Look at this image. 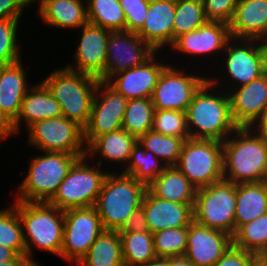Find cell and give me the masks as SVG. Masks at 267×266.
Returning <instances> with one entry per match:
<instances>
[{
  "mask_svg": "<svg viewBox=\"0 0 267 266\" xmlns=\"http://www.w3.org/2000/svg\"><path fill=\"white\" fill-rule=\"evenodd\" d=\"M61 116L62 108L60 103L54 98L47 87L39 81L35 85L33 84L25 94L19 115L11 124L12 131L14 135H19L22 132V128L27 130L38 121Z\"/></svg>",
  "mask_w": 267,
  "mask_h": 266,
  "instance_id": "22",
  "label": "cell"
},
{
  "mask_svg": "<svg viewBox=\"0 0 267 266\" xmlns=\"http://www.w3.org/2000/svg\"><path fill=\"white\" fill-rule=\"evenodd\" d=\"M250 128L267 142V106Z\"/></svg>",
  "mask_w": 267,
  "mask_h": 266,
  "instance_id": "47",
  "label": "cell"
},
{
  "mask_svg": "<svg viewBox=\"0 0 267 266\" xmlns=\"http://www.w3.org/2000/svg\"><path fill=\"white\" fill-rule=\"evenodd\" d=\"M136 143L137 138L121 128L96 137L87 146L86 156L93 160H91V162H96V164L101 167L104 166L105 162H109V169L107 168V170L110 172L111 165L118 164L117 167H119V165L123 168L126 167L130 159L132 148ZM95 157L96 159L98 157L100 158L96 161Z\"/></svg>",
  "mask_w": 267,
  "mask_h": 266,
  "instance_id": "25",
  "label": "cell"
},
{
  "mask_svg": "<svg viewBox=\"0 0 267 266\" xmlns=\"http://www.w3.org/2000/svg\"><path fill=\"white\" fill-rule=\"evenodd\" d=\"M76 266H124L119 232L104 230Z\"/></svg>",
  "mask_w": 267,
  "mask_h": 266,
  "instance_id": "30",
  "label": "cell"
},
{
  "mask_svg": "<svg viewBox=\"0 0 267 266\" xmlns=\"http://www.w3.org/2000/svg\"><path fill=\"white\" fill-rule=\"evenodd\" d=\"M185 113L192 139L223 142L238 128L232 117L229 94L208 79L194 93Z\"/></svg>",
  "mask_w": 267,
  "mask_h": 266,
  "instance_id": "1",
  "label": "cell"
},
{
  "mask_svg": "<svg viewBox=\"0 0 267 266\" xmlns=\"http://www.w3.org/2000/svg\"><path fill=\"white\" fill-rule=\"evenodd\" d=\"M236 184L227 180L198 188L193 205V221L205 227L235 233Z\"/></svg>",
  "mask_w": 267,
  "mask_h": 266,
  "instance_id": "9",
  "label": "cell"
},
{
  "mask_svg": "<svg viewBox=\"0 0 267 266\" xmlns=\"http://www.w3.org/2000/svg\"><path fill=\"white\" fill-rule=\"evenodd\" d=\"M112 171L106 175L94 207L105 230L120 231L142 205L147 186L130 175Z\"/></svg>",
  "mask_w": 267,
  "mask_h": 266,
  "instance_id": "5",
  "label": "cell"
},
{
  "mask_svg": "<svg viewBox=\"0 0 267 266\" xmlns=\"http://www.w3.org/2000/svg\"><path fill=\"white\" fill-rule=\"evenodd\" d=\"M220 56H222L220 61L223 62L219 63L222 67L220 70H224L222 71L224 74L221 71L219 76L218 72L215 73L216 76L211 73V77L207 70V79L227 93L231 89L258 79L267 72V54L264 42L261 40L231 38Z\"/></svg>",
  "mask_w": 267,
  "mask_h": 266,
  "instance_id": "4",
  "label": "cell"
},
{
  "mask_svg": "<svg viewBox=\"0 0 267 266\" xmlns=\"http://www.w3.org/2000/svg\"><path fill=\"white\" fill-rule=\"evenodd\" d=\"M27 145L40 152L86 155L84 129L64 116L43 119L27 130Z\"/></svg>",
  "mask_w": 267,
  "mask_h": 266,
  "instance_id": "11",
  "label": "cell"
},
{
  "mask_svg": "<svg viewBox=\"0 0 267 266\" xmlns=\"http://www.w3.org/2000/svg\"><path fill=\"white\" fill-rule=\"evenodd\" d=\"M94 164L87 156L79 158L69 169L49 203L63 211L95 206L109 171Z\"/></svg>",
  "mask_w": 267,
  "mask_h": 266,
  "instance_id": "8",
  "label": "cell"
},
{
  "mask_svg": "<svg viewBox=\"0 0 267 266\" xmlns=\"http://www.w3.org/2000/svg\"><path fill=\"white\" fill-rule=\"evenodd\" d=\"M176 3L169 0H150L146 19L137 33L156 52L173 44V22Z\"/></svg>",
  "mask_w": 267,
  "mask_h": 266,
  "instance_id": "23",
  "label": "cell"
},
{
  "mask_svg": "<svg viewBox=\"0 0 267 266\" xmlns=\"http://www.w3.org/2000/svg\"><path fill=\"white\" fill-rule=\"evenodd\" d=\"M23 226L26 256L35 265L41 264L33 258L37 250L60 257L64 234V211L49 202H22L14 200ZM34 249V250H33Z\"/></svg>",
  "mask_w": 267,
  "mask_h": 266,
  "instance_id": "3",
  "label": "cell"
},
{
  "mask_svg": "<svg viewBox=\"0 0 267 266\" xmlns=\"http://www.w3.org/2000/svg\"><path fill=\"white\" fill-rule=\"evenodd\" d=\"M81 28L73 63L65 66L102 81L107 57V41L111 31L89 22Z\"/></svg>",
  "mask_w": 267,
  "mask_h": 266,
  "instance_id": "17",
  "label": "cell"
},
{
  "mask_svg": "<svg viewBox=\"0 0 267 266\" xmlns=\"http://www.w3.org/2000/svg\"><path fill=\"white\" fill-rule=\"evenodd\" d=\"M147 189L154 196L174 203H194L197 191L176 166L166 167Z\"/></svg>",
  "mask_w": 267,
  "mask_h": 266,
  "instance_id": "28",
  "label": "cell"
},
{
  "mask_svg": "<svg viewBox=\"0 0 267 266\" xmlns=\"http://www.w3.org/2000/svg\"><path fill=\"white\" fill-rule=\"evenodd\" d=\"M86 155L65 152H42L30 160L27 175L19 183L14 200L49 202L66 178L69 169Z\"/></svg>",
  "mask_w": 267,
  "mask_h": 266,
  "instance_id": "7",
  "label": "cell"
},
{
  "mask_svg": "<svg viewBox=\"0 0 267 266\" xmlns=\"http://www.w3.org/2000/svg\"><path fill=\"white\" fill-rule=\"evenodd\" d=\"M127 102L128 99L107 82L99 80L89 121L84 128L86 146L96 137L122 128Z\"/></svg>",
  "mask_w": 267,
  "mask_h": 266,
  "instance_id": "14",
  "label": "cell"
},
{
  "mask_svg": "<svg viewBox=\"0 0 267 266\" xmlns=\"http://www.w3.org/2000/svg\"><path fill=\"white\" fill-rule=\"evenodd\" d=\"M207 22L202 0L179 1L173 22V43L181 34L197 30Z\"/></svg>",
  "mask_w": 267,
  "mask_h": 266,
  "instance_id": "38",
  "label": "cell"
},
{
  "mask_svg": "<svg viewBox=\"0 0 267 266\" xmlns=\"http://www.w3.org/2000/svg\"><path fill=\"white\" fill-rule=\"evenodd\" d=\"M104 230L94 206L65 210L60 258L77 265Z\"/></svg>",
  "mask_w": 267,
  "mask_h": 266,
  "instance_id": "13",
  "label": "cell"
},
{
  "mask_svg": "<svg viewBox=\"0 0 267 266\" xmlns=\"http://www.w3.org/2000/svg\"><path fill=\"white\" fill-rule=\"evenodd\" d=\"M38 5L37 15L54 30H78L88 23L86 0H43Z\"/></svg>",
  "mask_w": 267,
  "mask_h": 266,
  "instance_id": "27",
  "label": "cell"
},
{
  "mask_svg": "<svg viewBox=\"0 0 267 266\" xmlns=\"http://www.w3.org/2000/svg\"><path fill=\"white\" fill-rule=\"evenodd\" d=\"M264 45H265V49H266V54H267V37L263 40Z\"/></svg>",
  "mask_w": 267,
  "mask_h": 266,
  "instance_id": "56",
  "label": "cell"
},
{
  "mask_svg": "<svg viewBox=\"0 0 267 266\" xmlns=\"http://www.w3.org/2000/svg\"><path fill=\"white\" fill-rule=\"evenodd\" d=\"M223 178L234 184L267 181V142L250 127L223 141Z\"/></svg>",
  "mask_w": 267,
  "mask_h": 266,
  "instance_id": "2",
  "label": "cell"
},
{
  "mask_svg": "<svg viewBox=\"0 0 267 266\" xmlns=\"http://www.w3.org/2000/svg\"><path fill=\"white\" fill-rule=\"evenodd\" d=\"M168 266H195L185 256L168 257Z\"/></svg>",
  "mask_w": 267,
  "mask_h": 266,
  "instance_id": "50",
  "label": "cell"
},
{
  "mask_svg": "<svg viewBox=\"0 0 267 266\" xmlns=\"http://www.w3.org/2000/svg\"><path fill=\"white\" fill-rule=\"evenodd\" d=\"M205 16L208 21L229 24L238 0H202Z\"/></svg>",
  "mask_w": 267,
  "mask_h": 266,
  "instance_id": "43",
  "label": "cell"
},
{
  "mask_svg": "<svg viewBox=\"0 0 267 266\" xmlns=\"http://www.w3.org/2000/svg\"><path fill=\"white\" fill-rule=\"evenodd\" d=\"M57 68L41 82L60 103L62 116L84 129L89 121L99 79L66 66Z\"/></svg>",
  "mask_w": 267,
  "mask_h": 266,
  "instance_id": "6",
  "label": "cell"
},
{
  "mask_svg": "<svg viewBox=\"0 0 267 266\" xmlns=\"http://www.w3.org/2000/svg\"><path fill=\"white\" fill-rule=\"evenodd\" d=\"M140 266H168V257H157L150 262H146L145 264H142Z\"/></svg>",
  "mask_w": 267,
  "mask_h": 266,
  "instance_id": "52",
  "label": "cell"
},
{
  "mask_svg": "<svg viewBox=\"0 0 267 266\" xmlns=\"http://www.w3.org/2000/svg\"><path fill=\"white\" fill-rule=\"evenodd\" d=\"M124 266H140L157 258L153 233L119 232Z\"/></svg>",
  "mask_w": 267,
  "mask_h": 266,
  "instance_id": "32",
  "label": "cell"
},
{
  "mask_svg": "<svg viewBox=\"0 0 267 266\" xmlns=\"http://www.w3.org/2000/svg\"><path fill=\"white\" fill-rule=\"evenodd\" d=\"M188 227L169 228L153 233L157 257L185 256Z\"/></svg>",
  "mask_w": 267,
  "mask_h": 266,
  "instance_id": "40",
  "label": "cell"
},
{
  "mask_svg": "<svg viewBox=\"0 0 267 266\" xmlns=\"http://www.w3.org/2000/svg\"><path fill=\"white\" fill-rule=\"evenodd\" d=\"M230 39L231 35L228 24L208 21L197 30L181 34L175 39L168 50L174 51L171 55L174 53H179L182 56L188 55V60L190 57L196 58L197 56L199 60H202L201 57H203L204 61L209 56L210 58L215 56L220 62L221 57L219 55L224 52L226 44Z\"/></svg>",
  "mask_w": 267,
  "mask_h": 266,
  "instance_id": "16",
  "label": "cell"
},
{
  "mask_svg": "<svg viewBox=\"0 0 267 266\" xmlns=\"http://www.w3.org/2000/svg\"><path fill=\"white\" fill-rule=\"evenodd\" d=\"M142 205L151 233L169 228L189 227L194 203H174L154 196L148 189Z\"/></svg>",
  "mask_w": 267,
  "mask_h": 266,
  "instance_id": "21",
  "label": "cell"
},
{
  "mask_svg": "<svg viewBox=\"0 0 267 266\" xmlns=\"http://www.w3.org/2000/svg\"><path fill=\"white\" fill-rule=\"evenodd\" d=\"M169 1H172V2L178 3V2H179V1H181V0H169Z\"/></svg>",
  "mask_w": 267,
  "mask_h": 266,
  "instance_id": "57",
  "label": "cell"
},
{
  "mask_svg": "<svg viewBox=\"0 0 267 266\" xmlns=\"http://www.w3.org/2000/svg\"><path fill=\"white\" fill-rule=\"evenodd\" d=\"M165 168L166 165L159 158L137 141L126 167L117 172L130 175L148 187Z\"/></svg>",
  "mask_w": 267,
  "mask_h": 266,
  "instance_id": "31",
  "label": "cell"
},
{
  "mask_svg": "<svg viewBox=\"0 0 267 266\" xmlns=\"http://www.w3.org/2000/svg\"><path fill=\"white\" fill-rule=\"evenodd\" d=\"M23 59L13 64L0 67V113L12 124L18 117L21 103L27 91V70Z\"/></svg>",
  "mask_w": 267,
  "mask_h": 266,
  "instance_id": "24",
  "label": "cell"
},
{
  "mask_svg": "<svg viewBox=\"0 0 267 266\" xmlns=\"http://www.w3.org/2000/svg\"><path fill=\"white\" fill-rule=\"evenodd\" d=\"M232 245L261 256L267 250V212L240 226L232 236Z\"/></svg>",
  "mask_w": 267,
  "mask_h": 266,
  "instance_id": "35",
  "label": "cell"
},
{
  "mask_svg": "<svg viewBox=\"0 0 267 266\" xmlns=\"http://www.w3.org/2000/svg\"><path fill=\"white\" fill-rule=\"evenodd\" d=\"M260 256L231 245L213 266H255Z\"/></svg>",
  "mask_w": 267,
  "mask_h": 266,
  "instance_id": "44",
  "label": "cell"
},
{
  "mask_svg": "<svg viewBox=\"0 0 267 266\" xmlns=\"http://www.w3.org/2000/svg\"><path fill=\"white\" fill-rule=\"evenodd\" d=\"M261 261L267 263V250L260 256Z\"/></svg>",
  "mask_w": 267,
  "mask_h": 266,
  "instance_id": "54",
  "label": "cell"
},
{
  "mask_svg": "<svg viewBox=\"0 0 267 266\" xmlns=\"http://www.w3.org/2000/svg\"><path fill=\"white\" fill-rule=\"evenodd\" d=\"M26 1V3H27V5L28 6H31L32 5V3L34 4V2L36 3H41L43 0H25Z\"/></svg>",
  "mask_w": 267,
  "mask_h": 266,
  "instance_id": "53",
  "label": "cell"
},
{
  "mask_svg": "<svg viewBox=\"0 0 267 266\" xmlns=\"http://www.w3.org/2000/svg\"><path fill=\"white\" fill-rule=\"evenodd\" d=\"M267 212V181L236 184L235 231Z\"/></svg>",
  "mask_w": 267,
  "mask_h": 266,
  "instance_id": "29",
  "label": "cell"
},
{
  "mask_svg": "<svg viewBox=\"0 0 267 266\" xmlns=\"http://www.w3.org/2000/svg\"><path fill=\"white\" fill-rule=\"evenodd\" d=\"M169 63L161 72L151 100L155 110H179L185 112L194 93L207 80V73H193L183 67ZM185 70V71H184ZM185 72V73H184ZM204 74V75H203Z\"/></svg>",
  "mask_w": 267,
  "mask_h": 266,
  "instance_id": "12",
  "label": "cell"
},
{
  "mask_svg": "<svg viewBox=\"0 0 267 266\" xmlns=\"http://www.w3.org/2000/svg\"><path fill=\"white\" fill-rule=\"evenodd\" d=\"M137 141L169 167L177 165L185 139L150 130L141 135Z\"/></svg>",
  "mask_w": 267,
  "mask_h": 266,
  "instance_id": "34",
  "label": "cell"
},
{
  "mask_svg": "<svg viewBox=\"0 0 267 266\" xmlns=\"http://www.w3.org/2000/svg\"><path fill=\"white\" fill-rule=\"evenodd\" d=\"M0 245L11 249L16 255H26L23 226L12 204L0 209Z\"/></svg>",
  "mask_w": 267,
  "mask_h": 266,
  "instance_id": "37",
  "label": "cell"
},
{
  "mask_svg": "<svg viewBox=\"0 0 267 266\" xmlns=\"http://www.w3.org/2000/svg\"><path fill=\"white\" fill-rule=\"evenodd\" d=\"M228 94L234 122L238 127H250L267 106V72Z\"/></svg>",
  "mask_w": 267,
  "mask_h": 266,
  "instance_id": "20",
  "label": "cell"
},
{
  "mask_svg": "<svg viewBox=\"0 0 267 266\" xmlns=\"http://www.w3.org/2000/svg\"><path fill=\"white\" fill-rule=\"evenodd\" d=\"M20 19L0 20V67L7 66L21 60L24 49L19 42L18 27Z\"/></svg>",
  "mask_w": 267,
  "mask_h": 266,
  "instance_id": "39",
  "label": "cell"
},
{
  "mask_svg": "<svg viewBox=\"0 0 267 266\" xmlns=\"http://www.w3.org/2000/svg\"><path fill=\"white\" fill-rule=\"evenodd\" d=\"M14 137L11 124L9 121L0 113V143L8 140V137ZM3 140V141H2Z\"/></svg>",
  "mask_w": 267,
  "mask_h": 266,
  "instance_id": "48",
  "label": "cell"
},
{
  "mask_svg": "<svg viewBox=\"0 0 267 266\" xmlns=\"http://www.w3.org/2000/svg\"><path fill=\"white\" fill-rule=\"evenodd\" d=\"M150 0H119L125 18V31L138 33L145 22Z\"/></svg>",
  "mask_w": 267,
  "mask_h": 266,
  "instance_id": "42",
  "label": "cell"
},
{
  "mask_svg": "<svg viewBox=\"0 0 267 266\" xmlns=\"http://www.w3.org/2000/svg\"><path fill=\"white\" fill-rule=\"evenodd\" d=\"M156 51L137 33L110 32L107 41V57L103 82L124 70L144 64Z\"/></svg>",
  "mask_w": 267,
  "mask_h": 266,
  "instance_id": "15",
  "label": "cell"
},
{
  "mask_svg": "<svg viewBox=\"0 0 267 266\" xmlns=\"http://www.w3.org/2000/svg\"><path fill=\"white\" fill-rule=\"evenodd\" d=\"M232 245V236L192 222L188 227L185 257L195 266H213Z\"/></svg>",
  "mask_w": 267,
  "mask_h": 266,
  "instance_id": "19",
  "label": "cell"
},
{
  "mask_svg": "<svg viewBox=\"0 0 267 266\" xmlns=\"http://www.w3.org/2000/svg\"><path fill=\"white\" fill-rule=\"evenodd\" d=\"M149 231L144 206L140 205L129 217L123 228L118 232H147Z\"/></svg>",
  "mask_w": 267,
  "mask_h": 266,
  "instance_id": "46",
  "label": "cell"
},
{
  "mask_svg": "<svg viewBox=\"0 0 267 266\" xmlns=\"http://www.w3.org/2000/svg\"><path fill=\"white\" fill-rule=\"evenodd\" d=\"M0 266H35L26 255H16L12 260L0 263Z\"/></svg>",
  "mask_w": 267,
  "mask_h": 266,
  "instance_id": "49",
  "label": "cell"
},
{
  "mask_svg": "<svg viewBox=\"0 0 267 266\" xmlns=\"http://www.w3.org/2000/svg\"><path fill=\"white\" fill-rule=\"evenodd\" d=\"M28 7L25 0H0V20L21 19Z\"/></svg>",
  "mask_w": 267,
  "mask_h": 266,
  "instance_id": "45",
  "label": "cell"
},
{
  "mask_svg": "<svg viewBox=\"0 0 267 266\" xmlns=\"http://www.w3.org/2000/svg\"><path fill=\"white\" fill-rule=\"evenodd\" d=\"M228 25L231 38L263 41L267 37V0H238Z\"/></svg>",
  "mask_w": 267,
  "mask_h": 266,
  "instance_id": "26",
  "label": "cell"
},
{
  "mask_svg": "<svg viewBox=\"0 0 267 266\" xmlns=\"http://www.w3.org/2000/svg\"><path fill=\"white\" fill-rule=\"evenodd\" d=\"M158 53L140 66L117 73L107 83L128 100L151 98L161 72L169 64Z\"/></svg>",
  "mask_w": 267,
  "mask_h": 266,
  "instance_id": "18",
  "label": "cell"
},
{
  "mask_svg": "<svg viewBox=\"0 0 267 266\" xmlns=\"http://www.w3.org/2000/svg\"><path fill=\"white\" fill-rule=\"evenodd\" d=\"M255 266H267V263L260 260Z\"/></svg>",
  "mask_w": 267,
  "mask_h": 266,
  "instance_id": "55",
  "label": "cell"
},
{
  "mask_svg": "<svg viewBox=\"0 0 267 266\" xmlns=\"http://www.w3.org/2000/svg\"><path fill=\"white\" fill-rule=\"evenodd\" d=\"M16 254L9 248L0 245V263L12 260Z\"/></svg>",
  "mask_w": 267,
  "mask_h": 266,
  "instance_id": "51",
  "label": "cell"
},
{
  "mask_svg": "<svg viewBox=\"0 0 267 266\" xmlns=\"http://www.w3.org/2000/svg\"><path fill=\"white\" fill-rule=\"evenodd\" d=\"M88 22L111 32L125 31L126 18L119 0H86Z\"/></svg>",
  "mask_w": 267,
  "mask_h": 266,
  "instance_id": "33",
  "label": "cell"
},
{
  "mask_svg": "<svg viewBox=\"0 0 267 266\" xmlns=\"http://www.w3.org/2000/svg\"><path fill=\"white\" fill-rule=\"evenodd\" d=\"M155 108L151 98L128 100L122 128L137 139L152 130Z\"/></svg>",
  "mask_w": 267,
  "mask_h": 266,
  "instance_id": "36",
  "label": "cell"
},
{
  "mask_svg": "<svg viewBox=\"0 0 267 266\" xmlns=\"http://www.w3.org/2000/svg\"><path fill=\"white\" fill-rule=\"evenodd\" d=\"M152 130L168 136L189 139L186 113L179 110H155Z\"/></svg>",
  "mask_w": 267,
  "mask_h": 266,
  "instance_id": "41",
  "label": "cell"
},
{
  "mask_svg": "<svg viewBox=\"0 0 267 266\" xmlns=\"http://www.w3.org/2000/svg\"><path fill=\"white\" fill-rule=\"evenodd\" d=\"M223 142L186 139L176 167L198 189L223 180Z\"/></svg>",
  "mask_w": 267,
  "mask_h": 266,
  "instance_id": "10",
  "label": "cell"
}]
</instances>
